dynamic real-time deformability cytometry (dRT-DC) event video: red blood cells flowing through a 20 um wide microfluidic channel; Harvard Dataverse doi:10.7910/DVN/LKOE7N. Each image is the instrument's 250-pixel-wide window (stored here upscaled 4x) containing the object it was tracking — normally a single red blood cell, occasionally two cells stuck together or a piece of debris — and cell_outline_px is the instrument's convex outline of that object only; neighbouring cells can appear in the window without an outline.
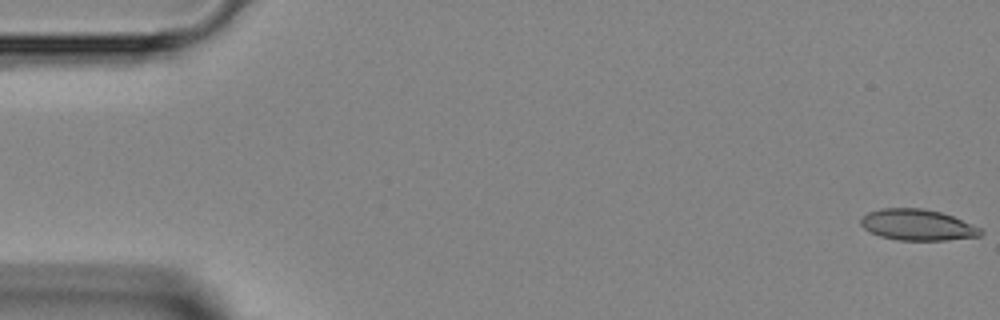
{"species": "Egyptian fruit bat (a non-hibernating species)", "species_latin": "Rousettus aegyptiacus", "temperature_condition": "room temperature", "stored_images_in_passage": 47, "camera_frame_rate_fps": 3000, "um_per_image_px": 0.085, "animal": {"sex": "female"}, "frame": {"image": 1, "passage_image": 1, "time_ms": 0.0, "image_size_px": [1000, 320], "cell_outline_px": [[984, 232], [980, 236], [948, 240], [896, 240], [880, 236], [864, 228], [860, 224], [860, 220], [868, 212], [880, 208], [924, 208], [940, 212], [952, 216], [980, 228]], "centroid_in_image_um": [77.97, 19.11], "position_along_channel_um": 7.0, "area_um2": 21.62}}
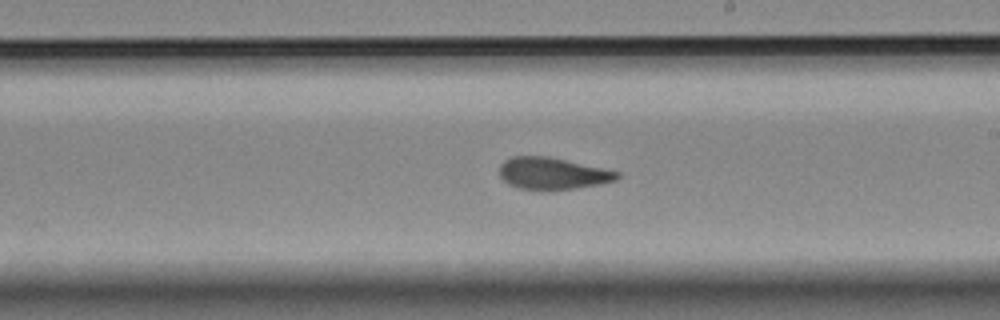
{"frame": {"image": 2, "passage_image": 27, "time_ms": 8.667, "image_size_px": [1000, 320], "cell_outline_px": [[620, 176], [616, 180], [600, 184], [576, 188], [520, 188], [508, 184], [500, 176], [500, 164], [504, 160], [512, 156], [548, 156], [604, 168], [620, 172]], "centroid_in_image_um": [46.98, 14.71], "position_along_channel_um": 242.0, "area_um2": 21.44}}
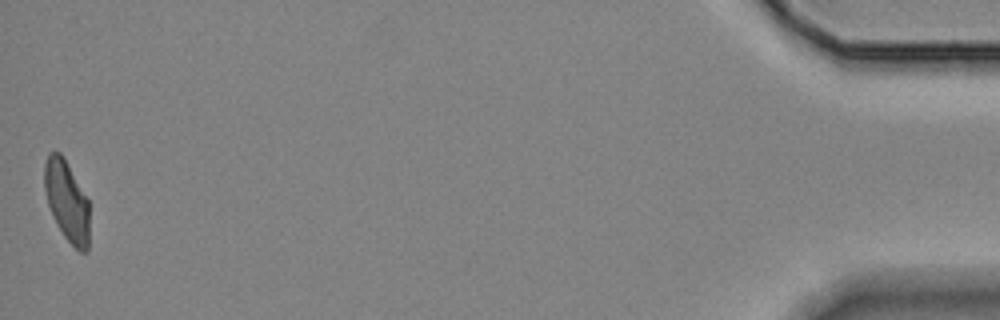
{"frame": {"image": 3, "passage_image": 47, "time_ms": 15.333, "image_size_px": [1000, 320], "cell_outline_px": [[88, 252], [80, 252], [64, 236], [56, 224], [52, 216], [48, 204], [44, 188], [44, 164], [48, 152], [60, 152], [88, 200]], "centroid_in_image_um": [5.65, 17.09], "position_along_channel_um": 429.5, "area_um2": 20.81}}